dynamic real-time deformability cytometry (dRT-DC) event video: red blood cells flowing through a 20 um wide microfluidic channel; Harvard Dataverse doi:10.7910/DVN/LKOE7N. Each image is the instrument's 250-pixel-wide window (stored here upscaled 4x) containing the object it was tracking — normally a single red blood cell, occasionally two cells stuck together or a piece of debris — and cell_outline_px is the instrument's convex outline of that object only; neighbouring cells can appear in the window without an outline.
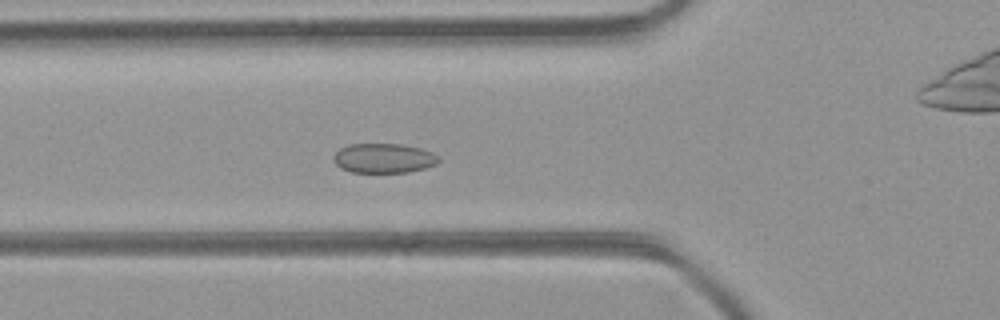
{"species": "common noctule bat (a hibernating species)", "species_latin": "Nyctalus noctula", "temperature_condition": "room temperature", "stored_images_in_passage": 41, "camera_frame_rate_fps": 3000, "um_per_image_px": 0.085, "animal": {"sex": "female", "body_mass_g": 21.9}, "frame": {"image": 1, "passage_image": 10, "time_ms": 3.0, "image_size_px": [1000, 320], "cell_outline_px": [[440, 160], [436, 164], [424, 168], [408, 172], [352, 172], [340, 168], [332, 160], [332, 156], [340, 148], [348, 144], [400, 144], [420, 148], [432, 152], [440, 156]], "centroid_in_image_um": [32.6, 13.44], "position_along_channel_um": 93.2, "area_um2": 18.21}}
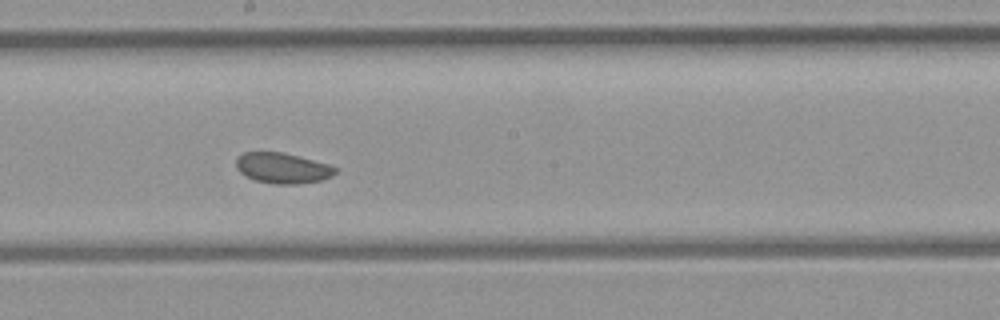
{"frame": {"image": 2, "passage_image": 19, "time_ms": 6.0, "image_size_px": [1000, 320], "cell_outline_px": [[336, 172], [332, 176], [324, 180], [296, 184], [276, 184], [256, 180], [240, 172], [236, 168], [236, 156], [244, 152], [284, 152], [328, 164], [336, 168]], "centroid_in_image_um": [24.01, 14.28], "position_along_channel_um": 224.2, "area_um2": 17.63}}
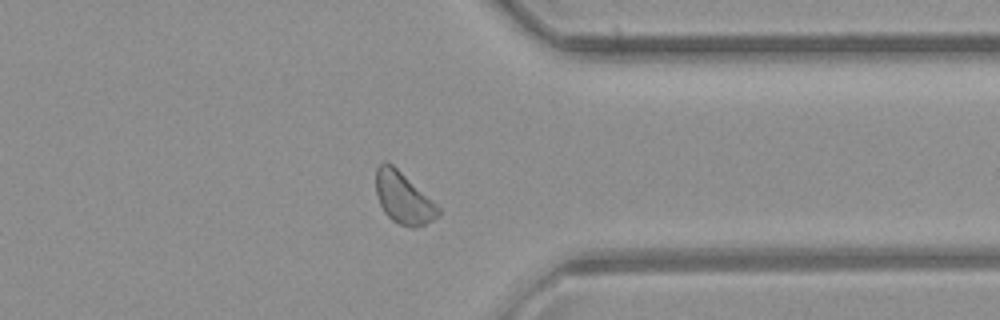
{"frame": {"image": 3, "passage_image": 30, "time_ms": 9.667, "image_size_px": [1000, 320], "cell_outline_px": [[440, 212], [432, 220], [416, 228], [412, 228], [400, 224], [392, 220], [384, 212], [380, 204], [376, 192], [376, 168], [384, 160], [392, 164], [432, 200], [440, 208]], "centroid_in_image_um": [34.26, 16.83], "position_along_channel_um": 377.1, "area_um2": 18.38}, "authors_computed_cell_mechanics": {"area_um2": 18.6116, "velocity_mm_per_s": 4.3601, "shape_relaxation_time_tau1_ms": null, "shape_relaxation_time_tau2_ms": 3.7926, "deformation_change_tau1": null, "deformation_change_tau2": 0.0711}}